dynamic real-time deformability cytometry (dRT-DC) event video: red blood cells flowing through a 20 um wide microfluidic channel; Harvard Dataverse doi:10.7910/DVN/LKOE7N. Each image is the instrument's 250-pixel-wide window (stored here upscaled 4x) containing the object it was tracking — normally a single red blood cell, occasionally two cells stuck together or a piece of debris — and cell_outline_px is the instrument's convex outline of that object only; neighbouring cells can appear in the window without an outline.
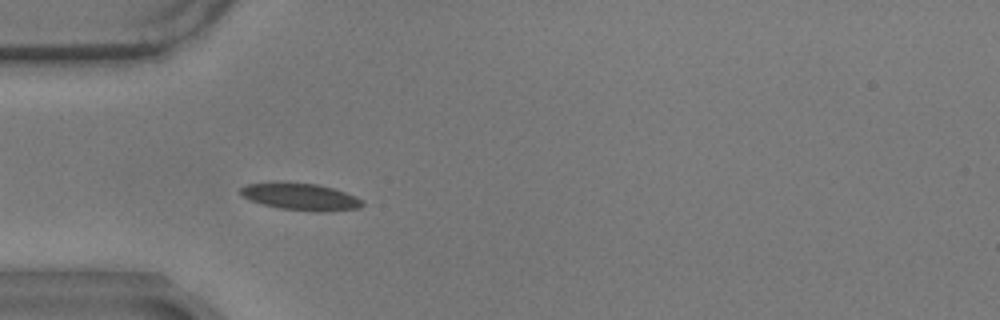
{"species": "common noctule bat (a hibernating species)", "species_latin": "Nyctalus noctula", "temperature_condition": "warm", "stored_images_in_passage": 33, "camera_frame_rate_fps": 3000, "um_per_image_px": 0.085, "animal": {"sex": "male", "body_mass_g": 17.9}, "frame": {"image": 1, "passage_image": 5, "time_ms": 1.333, "image_size_px": [1000, 320], "cell_outline_px": [[364, 204], [360, 208], [324, 212], [316, 212], [280, 208], [264, 204], [252, 200], [244, 196], [240, 192], [240, 188], [248, 184], [272, 180], [288, 180], [316, 184], [332, 188], [356, 196], [364, 200]], "centroid_in_image_um": [25.56, 16.68], "position_along_channel_um": 59.4, "area_um2": 19.65}}
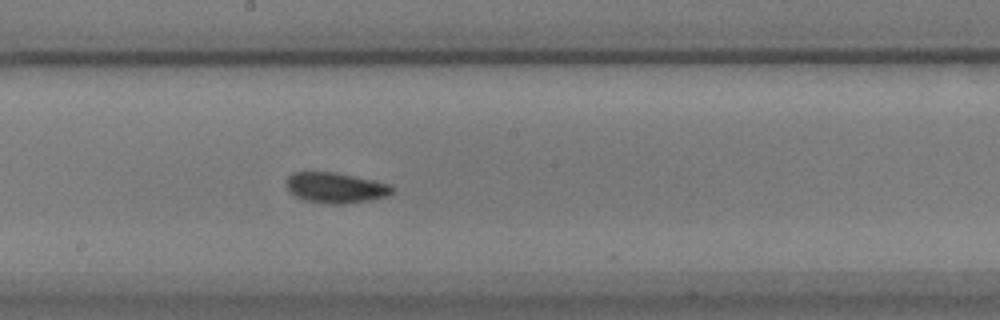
{"frame": {"image": 2, "passage_image": 19, "time_ms": 6.0, "image_size_px": [1000, 320], "cell_outline_px": [[392, 192], [388, 196], [368, 200], [340, 204], [328, 204], [304, 200], [288, 192], [288, 176], [292, 172], [336, 172], [392, 184]], "centroid_in_image_um": [28.53, 15.95], "position_along_channel_um": 219.7, "area_um2": 18.73}}
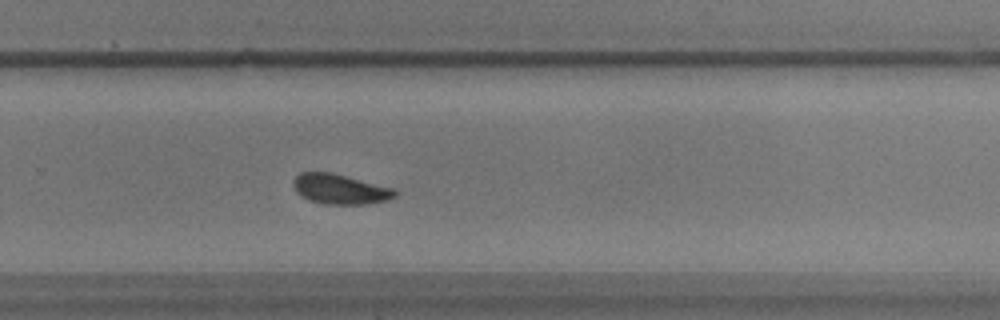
{"frame": {"image": 3, "passage_image": 26, "time_ms": 8.333, "image_size_px": [1000, 320], "cell_outline_px": [[396, 196], [388, 200], [364, 204], [324, 204], [308, 200], [300, 196], [296, 192], [292, 184], [292, 180], [300, 172], [332, 172], [396, 188]], "centroid_in_image_um": [28.89, 16.07], "position_along_channel_um": 300.9, "area_um2": 18.09}, "authors_computed_cell_mechanics": {"area_um2": 18.3804, "velocity_mm_per_s": 3.4927, "shape_relaxation_time_tau1_ms": 3.6725, "shape_relaxation_time_tau2_ms": 3.2066, "deformation_change_tau1": 0.1146, "deformation_change_tau2": 0.0595}}